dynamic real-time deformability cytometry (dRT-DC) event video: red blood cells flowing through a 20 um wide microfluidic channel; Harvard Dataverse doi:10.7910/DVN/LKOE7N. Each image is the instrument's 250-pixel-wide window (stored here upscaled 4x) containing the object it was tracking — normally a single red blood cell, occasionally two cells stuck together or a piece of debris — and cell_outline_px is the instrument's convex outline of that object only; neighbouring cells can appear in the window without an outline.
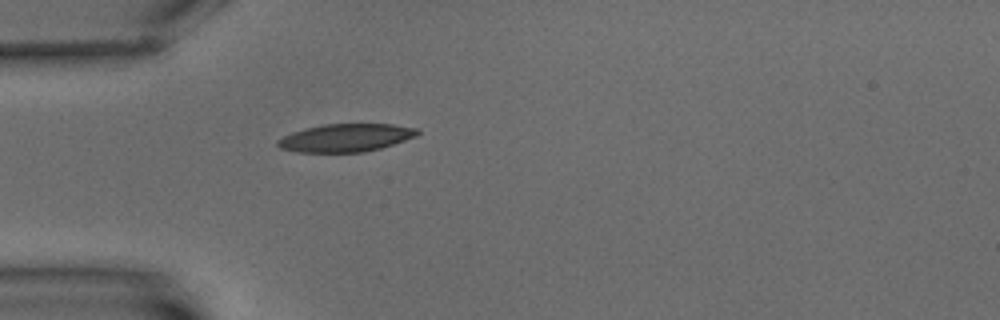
{"species": "common noctule bat (a hibernating species)", "species_latin": "Nyctalus noctula", "temperature_condition": "warm", "stored_images_in_passage": 1, "camera_frame_rate_fps": 3000, "um_per_image_px": 0.085, "animal": {"sex": "male", "body_mass_g": 15.6}, "frame": {"image": 1, "passage_image": 1, "time_ms": 0.0, "image_size_px": [1000, 320], "cell_outline_px": [[420, 132], [416, 136], [380, 148], [364, 152], [296, 152], [280, 148], [276, 144], [276, 140], [292, 132], [304, 128], [324, 124], [392, 124], [420, 128]], "centroid_in_image_um": [29.38, 11.7], "position_along_channel_um": 55.6, "area_um2": 22.77}}